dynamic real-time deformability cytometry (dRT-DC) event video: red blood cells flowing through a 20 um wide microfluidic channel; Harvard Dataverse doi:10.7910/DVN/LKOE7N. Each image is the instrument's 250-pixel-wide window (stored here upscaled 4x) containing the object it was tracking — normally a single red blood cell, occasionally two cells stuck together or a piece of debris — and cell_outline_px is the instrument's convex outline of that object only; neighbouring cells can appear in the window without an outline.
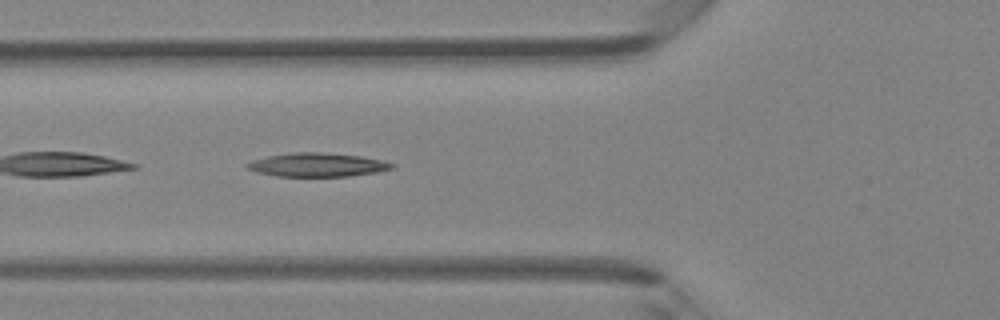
{"species": "Egyptian fruit bat (a non-hibernating species)", "species_latin": "Rousettus aegyptiacus", "temperature_condition": "room temperature", "stored_images_in_passage": 36, "camera_frame_rate_fps": 3000, "um_per_image_px": 0.085, "animal": {"sex": "female"}, "frame": {"image": 1, "passage_image": 6, "time_ms": 1.667, "image_size_px": [1000, 320], "cell_outline_px": [[396, 164], [392, 168], [376, 172], [348, 176], [276, 176], [256, 172], [244, 168], [244, 164], [252, 160], [268, 156], [296, 152], [316, 152], [360, 156], [384, 160]], "centroid_in_image_um": [26.93, 14.01], "position_along_channel_um": 98.9, "area_um2": 19.94}}
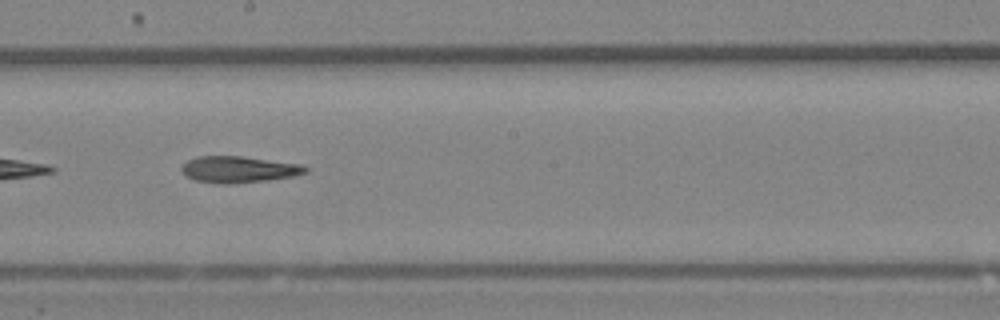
{"frame": {"image": 2, "passage_image": 15, "time_ms": 4.667, "image_size_px": [1000, 320], "cell_outline_px": [[308, 172], [292, 176], [264, 180], [232, 184], [216, 184], [196, 180], [184, 176], [180, 168], [188, 160], [196, 156], [240, 156], [300, 164], [308, 168]], "centroid_in_image_um": [20.23, 14.4], "position_along_channel_um": 228.0, "area_um2": 19.02}}
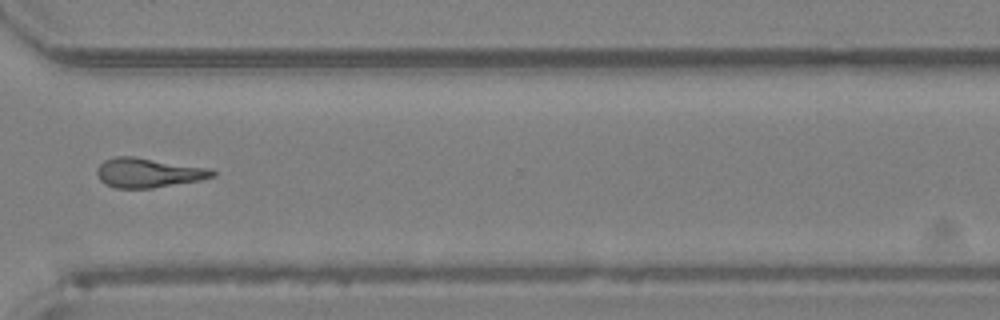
{"frame": {"image": 3, "passage_image": 24, "time_ms": 7.667, "image_size_px": [1000, 320], "cell_outline_px": [[216, 176], [200, 180], [152, 188], [116, 188], [104, 184], [100, 180], [96, 172], [100, 164], [104, 160], [116, 156], [136, 156], [212, 168], [216, 172]], "centroid_in_image_um": [12.63, 14.67], "position_along_channel_um": 358.0, "area_um2": 20.11}, "authors_computed_cell_mechanics": {"area_um2": 19.5942, "velocity_mm_per_s": 4.3133, "shape_relaxation_time_tau1_ms": null, "shape_relaxation_time_tau2_ms": 5.882, "deformation_change_tau1": null, "deformation_change_tau2": 0.2094}}